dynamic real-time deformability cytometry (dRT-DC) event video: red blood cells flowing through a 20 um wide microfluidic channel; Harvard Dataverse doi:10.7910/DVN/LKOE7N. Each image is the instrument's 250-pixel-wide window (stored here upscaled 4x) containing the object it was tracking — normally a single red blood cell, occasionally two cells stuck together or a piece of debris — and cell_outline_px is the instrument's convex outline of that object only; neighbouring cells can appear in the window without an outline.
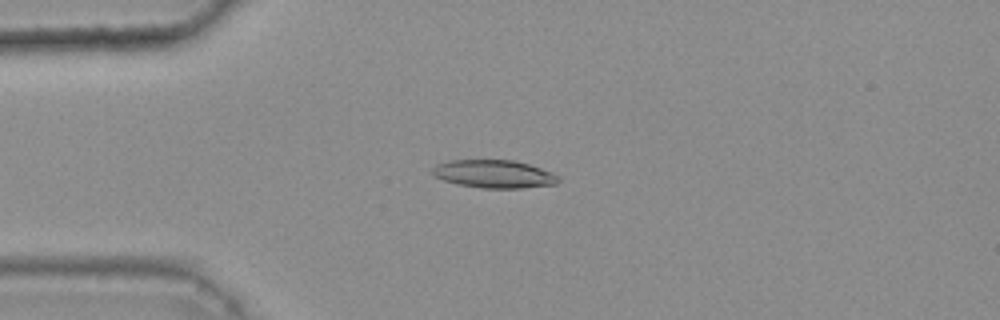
{"species": "common noctule bat (a hibernating species)", "species_latin": "Nyctalus noctula", "temperature_condition": "warm", "stored_images_in_passage": 46, "camera_frame_rate_fps": 3000, "um_per_image_px": 0.085, "animal": {"sex": "female", "body_mass_g": 25.1}, "frame": {"image": 1, "passage_image": 13, "time_ms": 4.0, "image_size_px": [1000, 320], "cell_outline_px": [[560, 180], [556, 184], [520, 188], [480, 188], [460, 184], [444, 180], [436, 176], [432, 172], [432, 168], [436, 164], [448, 160], [516, 160], [552, 172]], "centroid_in_image_um": [41.98, 14.78], "position_along_channel_um": 43.0, "area_um2": 20.4}}
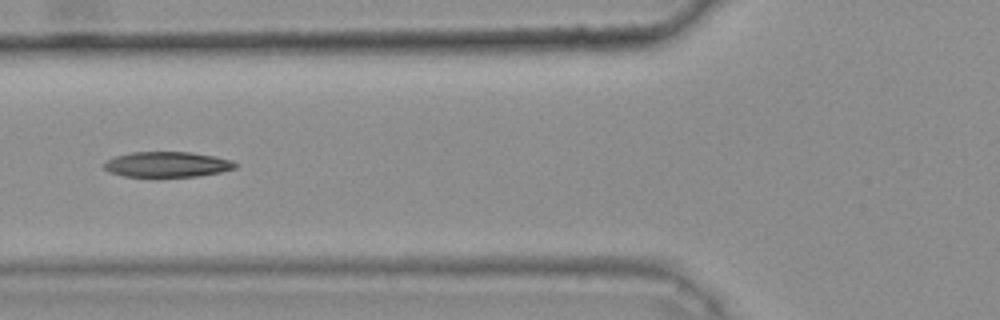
{"frame": {"image": 2, "passage_image": 20, "time_ms": 6.333, "image_size_px": [1000, 320], "cell_outline_px": [[240, 164], [236, 168], [220, 172], [200, 176], [156, 180], [124, 176], [108, 172], [104, 168], [104, 164], [108, 160], [116, 156], [132, 152], [192, 152], [232, 160]], "centroid_in_image_um": [14.21, 14.03], "position_along_channel_um": 111.6, "area_um2": 20.4}}
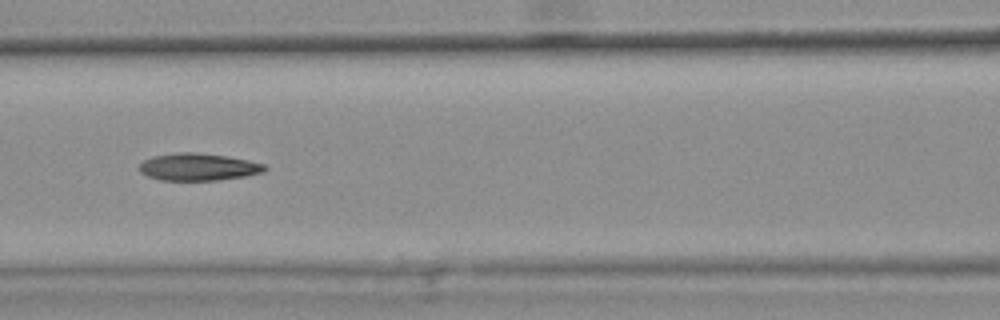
{"frame": {"image": 3, "passage_image": 23, "time_ms": 7.333, "image_size_px": [1000, 320], "cell_outline_px": [[268, 168], [264, 172], [244, 176], [216, 180], [160, 180], [148, 176], [140, 172], [136, 168], [144, 160], [152, 156], [180, 152], [196, 152], [228, 156], [248, 160], [264, 164]], "centroid_in_image_um": [16.83, 14.18], "position_along_channel_um": 149.8, "area_um2": 20.0}, "authors_computed_cell_mechanics": {"area_um2": 20.2589, "velocity_mm_per_s": 3.8104, "shape_relaxation_time_tau1_ms": null, "shape_relaxation_time_tau2_ms": 3.8328, "deformation_change_tau1": null, "deformation_change_tau2": 0.1246}}